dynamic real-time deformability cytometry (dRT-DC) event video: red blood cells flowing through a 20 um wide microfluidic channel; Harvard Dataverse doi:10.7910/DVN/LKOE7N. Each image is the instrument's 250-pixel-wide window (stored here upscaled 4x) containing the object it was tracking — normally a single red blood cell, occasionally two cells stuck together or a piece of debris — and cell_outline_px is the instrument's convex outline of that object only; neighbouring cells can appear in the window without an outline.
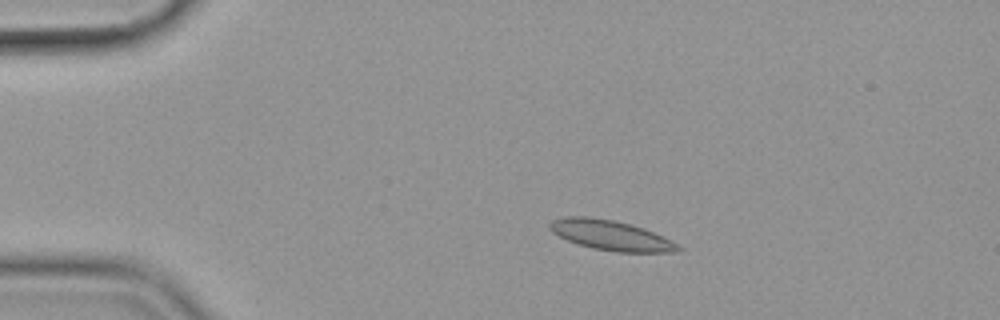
{"species": "common noctule bat (a hibernating species)", "species_latin": "Nyctalus noctula", "temperature_condition": "cold", "stored_images_in_passage": 43, "camera_frame_rate_fps": 3000, "um_per_image_px": 0.085, "animal": {"sex": "female", "body_mass_g": 19.9}, "frame": {"image": 1, "passage_image": 1, "time_ms": 0.0, "image_size_px": [1000, 320], "cell_outline_px": [[684, 248], [680, 252], [616, 252], [592, 248], [568, 240], [552, 232], [548, 228], [548, 224], [552, 220], [564, 216], [588, 216], [612, 220], [632, 224], [644, 228]], "centroid_in_image_um": [51.89, 19.99], "position_along_channel_um": 33.1, "area_um2": 22.31}}
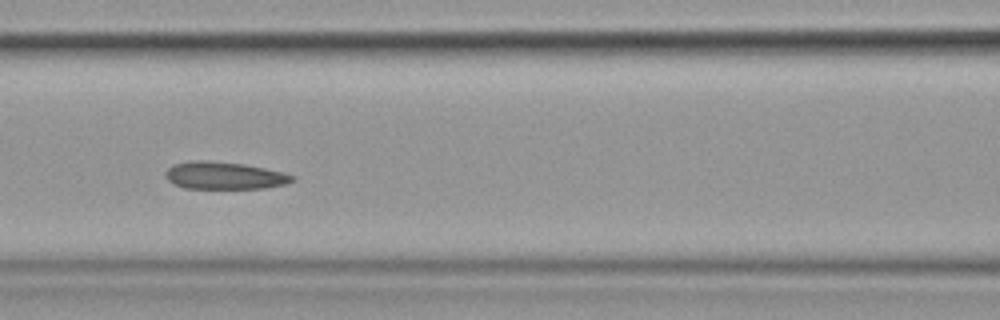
{"frame": {"image": 2, "passage_image": 15, "time_ms": 4.667, "image_size_px": [1000, 320], "cell_outline_px": [[296, 180], [288, 184], [264, 188], [184, 188], [172, 184], [164, 176], [164, 172], [172, 164], [192, 160], [208, 160], [244, 164], [284, 172], [296, 176]], "centroid_in_image_um": [19.07, 14.92], "position_along_channel_um": 147.5, "area_um2": 20.58}}
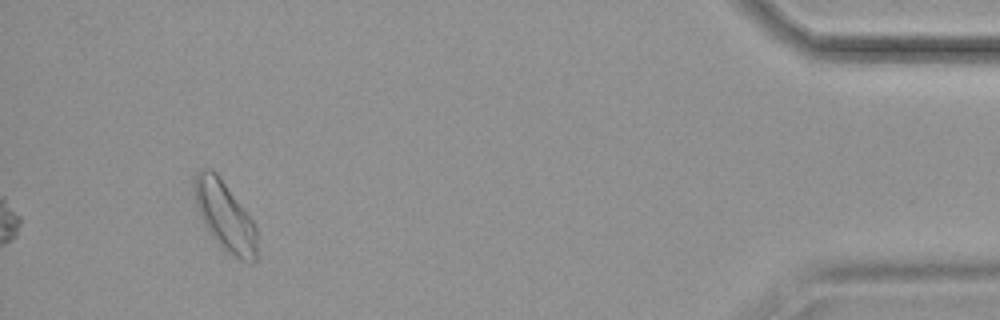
{"frame": {"image": 3, "passage_image": 43, "time_ms": 14.0, "image_size_px": [1000, 320], "cell_outline_px": [[256, 260], [252, 264], [240, 260], [224, 252], [220, 248], [208, 232], [196, 208], [192, 188], [192, 180], [196, 172], [200, 168], [212, 168], [216, 172], [256, 224]], "centroid_in_image_um": [19.07, 18.37], "position_along_channel_um": 416.1, "area_um2": 26.01}, "authors_computed_cell_mechanics": {"area_um2": 20.6346, "velocity_mm_per_s": 3.5472, "shape_relaxation_time_tau1_ms": 4.0486, "shape_relaxation_time_tau2_ms": 1.0956, "deformation_change_tau1": 0.128, "deformation_change_tau2": 0.0882}}